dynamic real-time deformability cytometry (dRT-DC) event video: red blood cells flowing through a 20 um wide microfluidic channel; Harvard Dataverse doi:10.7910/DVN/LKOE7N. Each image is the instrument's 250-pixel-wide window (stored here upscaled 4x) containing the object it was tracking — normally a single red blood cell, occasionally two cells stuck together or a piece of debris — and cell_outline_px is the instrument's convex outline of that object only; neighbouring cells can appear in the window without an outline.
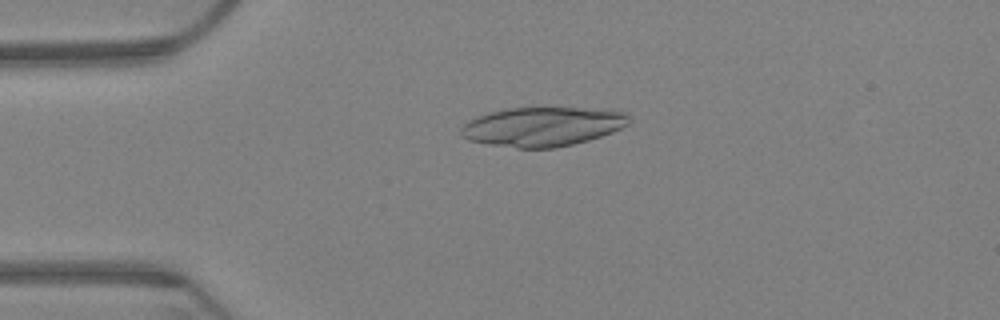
{"species": "Egyptian fruit bat (a non-hibernating species)", "species_latin": "Rousettus aegyptiacus", "temperature_condition": "warm", "stored_images_in_passage": 50, "camera_frame_rate_fps": 3000, "um_per_image_px": 0.085, "animal": {"sex": "female"}, "frame": {"image": 1, "passage_image": 1, "time_ms": 0.0, "image_size_px": [1000, 320], "cell_outline_px": [[628, 124], [612, 132], [588, 140], [556, 148], [516, 148], [488, 144], [468, 140], [460, 136], [460, 128], [468, 120], [476, 116], [488, 112], [508, 108], [580, 108], [628, 112]], "centroid_in_image_um": [46.05, 10.77], "position_along_channel_um": 39.0, "area_um2": 38.38}}